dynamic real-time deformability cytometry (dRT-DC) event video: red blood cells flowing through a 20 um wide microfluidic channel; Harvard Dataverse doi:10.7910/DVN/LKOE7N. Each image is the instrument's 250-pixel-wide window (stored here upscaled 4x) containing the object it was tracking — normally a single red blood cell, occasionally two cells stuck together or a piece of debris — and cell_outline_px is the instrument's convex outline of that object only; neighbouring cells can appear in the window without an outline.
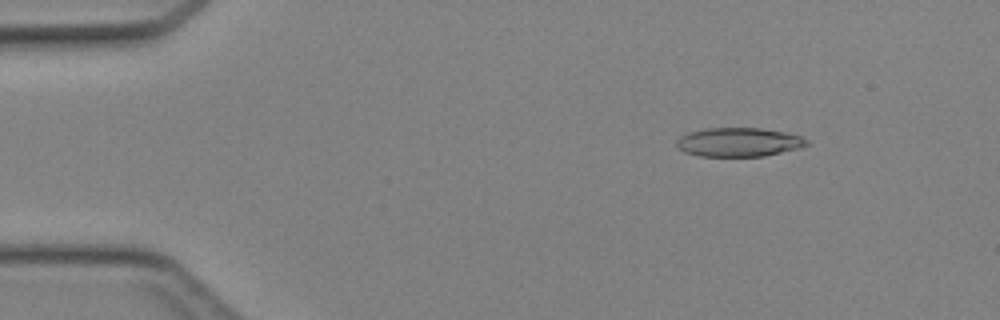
{"species": "Egyptian fruit bat (a non-hibernating species)", "species_latin": "Rousettus aegyptiacus", "temperature_condition": "cold", "stored_images_in_passage": 41, "camera_frame_rate_fps": 3000, "um_per_image_px": 0.085, "animal": {"sex": "female"}, "frame": {"image": 1, "passage_image": 2, "time_ms": 0.333, "image_size_px": [1000, 320], "cell_outline_px": [[808, 144], [800, 148], [764, 156], [700, 156], [684, 152], [676, 144], [676, 140], [680, 136], [688, 132], [704, 128], [760, 128], [784, 132], [800, 136], [808, 140]], "centroid_in_image_um": [62.78, 12.08], "position_along_channel_um": 22.2, "area_um2": 21.91}}
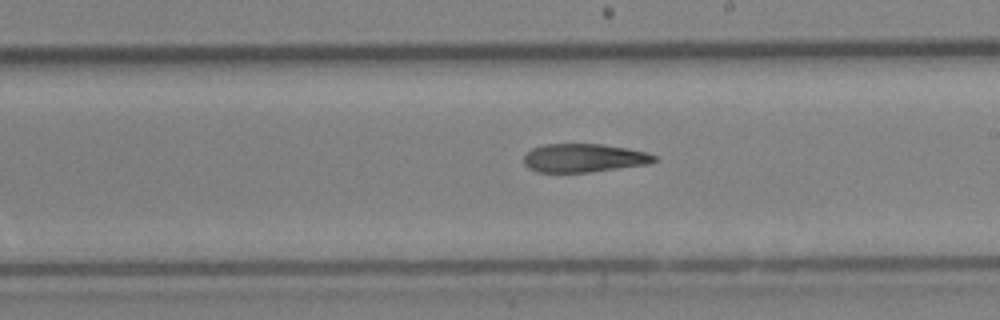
{"frame": {"image": 2, "passage_image": 22, "time_ms": 7.0, "image_size_px": [1000, 320], "cell_outline_px": [[656, 160], [648, 164], [588, 172], [536, 172], [528, 168], [524, 164], [524, 156], [532, 148], [544, 144], [600, 144], [628, 148], [648, 152], [656, 156]], "centroid_in_image_um": [49.62, 13.42], "position_along_channel_um": 239.4, "area_um2": 21.62}}
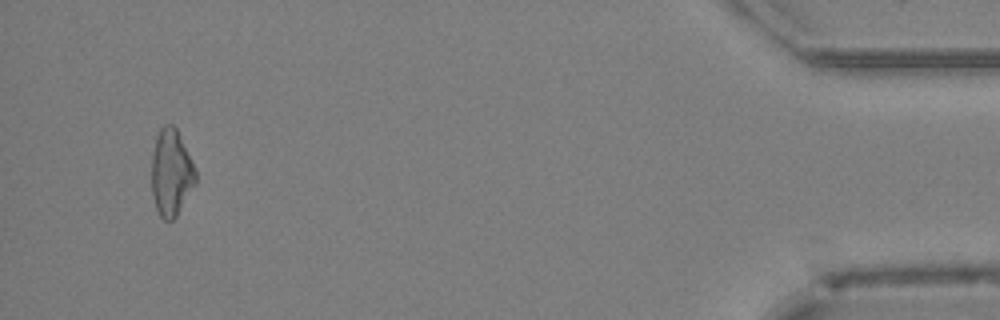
{"frame": {"image": 3, "passage_image": 39, "time_ms": 12.667, "image_size_px": [1000, 320], "cell_outline_px": [[196, 184], [176, 216], [172, 220], [164, 220], [160, 216], [156, 208], [152, 196], [152, 156], [156, 136], [160, 128], [164, 124], [172, 124], [176, 128], [192, 160], [196, 172]], "centroid_in_image_um": [14.55, 14.68], "position_along_channel_um": 420.6, "area_um2": 22.25}}